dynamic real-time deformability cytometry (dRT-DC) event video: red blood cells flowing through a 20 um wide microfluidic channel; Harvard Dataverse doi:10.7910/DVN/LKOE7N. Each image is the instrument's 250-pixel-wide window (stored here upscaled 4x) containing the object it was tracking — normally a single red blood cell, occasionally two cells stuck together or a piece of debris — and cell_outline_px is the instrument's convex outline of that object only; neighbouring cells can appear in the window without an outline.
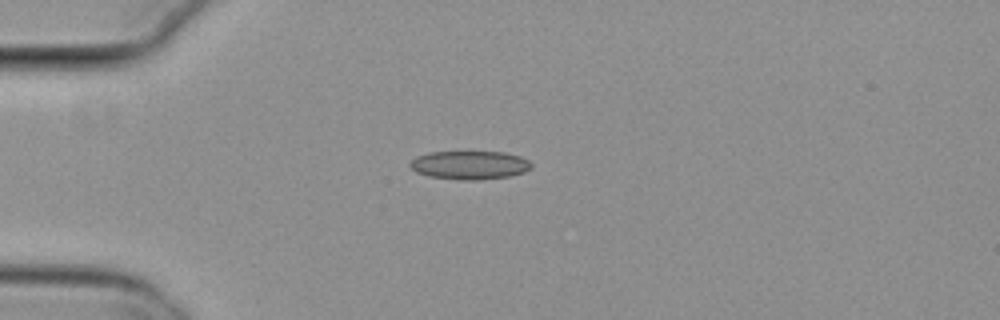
{"species": "common noctule bat (a hibernating species)", "species_latin": "Nyctalus noctula", "temperature_condition": "cold", "stored_images_in_passage": 45, "camera_frame_rate_fps": 3000, "um_per_image_px": 0.085, "animal": {"sex": "female", "body_mass_g": 29.2, "forearm_length_mm": 56.3}, "frame": {"image": 1, "passage_image": 5, "time_ms": 1.333, "image_size_px": [1000, 320], "cell_outline_px": [[532, 168], [524, 172], [508, 176], [480, 180], [460, 180], [428, 176], [416, 172], [408, 164], [416, 156], [432, 152], [504, 152], [520, 156], [528, 160], [532, 164]], "centroid_in_image_um": [39.93, 14.03], "position_along_channel_um": 45.1, "area_um2": 20.17}}
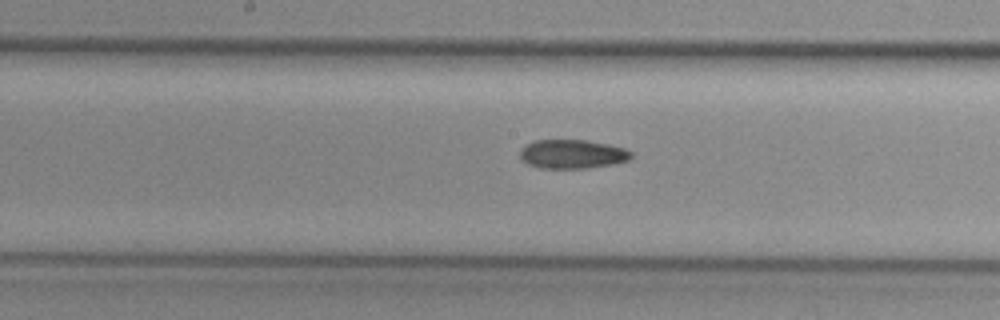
{"frame": {"image": 2, "passage_image": 19, "time_ms": 6.0, "image_size_px": [1000, 320], "cell_outline_px": [[632, 156], [628, 160], [612, 164], [588, 168], [540, 168], [528, 164], [520, 156], [520, 148], [536, 140], [584, 140], [624, 148], [632, 152]], "centroid_in_image_um": [48.63, 13.1], "position_along_channel_um": 199.6, "area_um2": 18.5}}
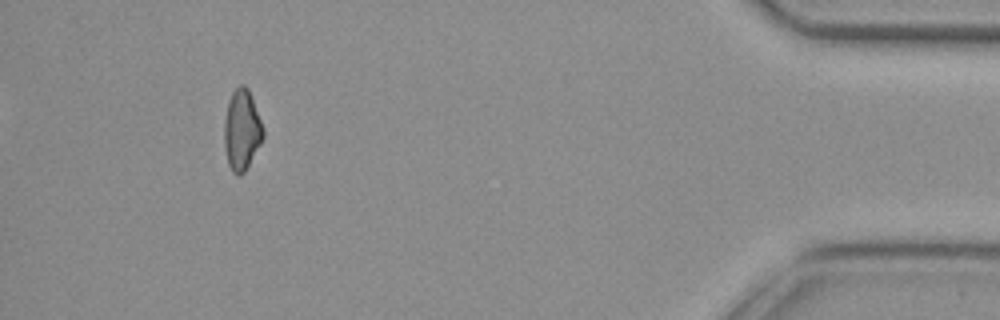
{"frame": {"image": 3, "passage_image": 41, "time_ms": 13.333, "image_size_px": [1000, 320], "cell_outline_px": [[264, 136], [260, 144], [244, 172], [240, 176], [232, 172], [228, 164], [224, 148], [224, 120], [228, 100], [232, 92], [240, 84], [244, 84], [248, 88], [264, 128]], "centroid_in_image_um": [20.54, 11.04], "position_along_channel_um": 414.7, "area_um2": 18.32}}